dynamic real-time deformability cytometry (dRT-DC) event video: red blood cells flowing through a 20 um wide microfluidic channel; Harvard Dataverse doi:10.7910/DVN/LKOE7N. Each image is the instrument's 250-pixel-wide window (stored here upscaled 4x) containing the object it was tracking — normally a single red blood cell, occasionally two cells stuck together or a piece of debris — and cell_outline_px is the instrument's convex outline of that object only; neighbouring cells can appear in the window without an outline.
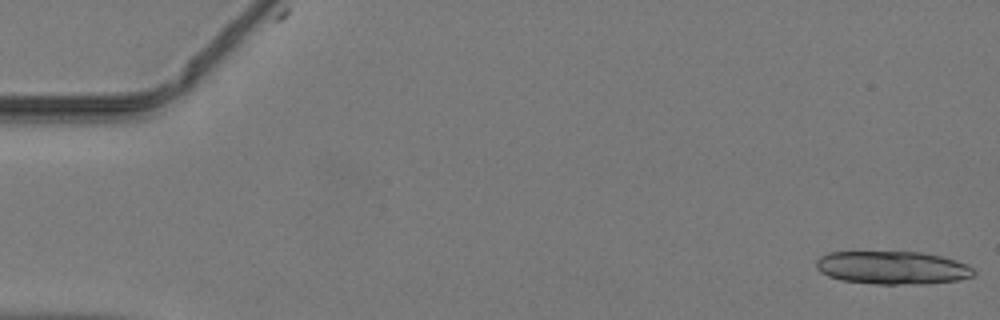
{"species": "common noctule bat (a hibernating species)", "species_latin": "Nyctalus noctula", "temperature_condition": "warm", "stored_images_in_passage": 47, "segment_of_instrument_passage": [1, 2], "camera_frame_rate_fps": 3000, "um_per_image_px": 0.085, "animal": {"sex": "male", "body_mass_g": 19.2, "forearm_length_mm": 51.8}, "frame": {"image": 1, "passage_image": 1, "time_ms": 0.0, "image_size_px": [1000, 320], "cell_outline_px": [[976, 272], [972, 276], [960, 280], [924, 284], [876, 284], [840, 280], [828, 276], [820, 272], [816, 268], [816, 260], [820, 256], [828, 252], [920, 252], [940, 256], [956, 260], [968, 264]], "centroid_in_image_um": [75.85, 22.76], "position_along_channel_um": 9.1, "area_um2": 30.58}}